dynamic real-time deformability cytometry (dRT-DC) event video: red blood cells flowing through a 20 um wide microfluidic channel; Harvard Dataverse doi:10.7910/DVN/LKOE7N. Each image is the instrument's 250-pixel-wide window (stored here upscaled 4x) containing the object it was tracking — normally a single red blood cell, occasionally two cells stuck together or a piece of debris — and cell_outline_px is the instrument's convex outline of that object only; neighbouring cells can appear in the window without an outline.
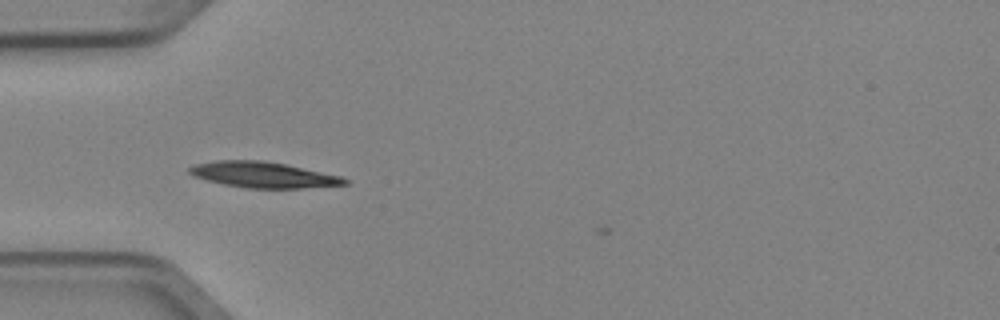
{"species": "Egyptian fruit bat (a non-hibernating species)", "species_latin": "Rousettus aegyptiacus", "temperature_condition": "cold", "stored_images_in_passage": 4, "camera_frame_rate_fps": 3000, "um_per_image_px": 0.085, "animal": {"sex": "female"}, "frame": {"image": 1, "passage_image": 3, "time_ms": 0.667, "image_size_px": [1000, 320], "cell_outline_px": [[348, 184], [300, 188], [244, 188], [224, 184], [208, 180], [196, 176], [188, 172], [188, 168], [196, 164], [216, 160], [264, 160], [284, 164], [340, 176], [348, 180]], "centroid_in_image_um": [22.36, 14.85], "position_along_channel_um": 62.6, "area_um2": 23.0}}
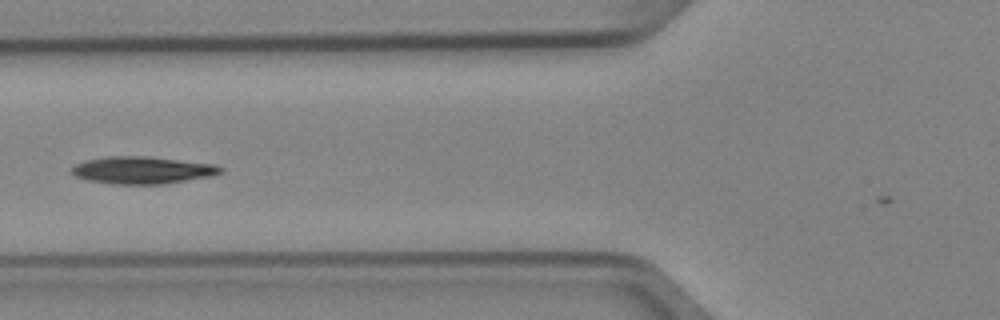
{"frame": {"image": 2, "passage_image": 4, "time_ms": 1.0, "image_size_px": [1000, 320], "cell_outline_px": [[224, 172], [212, 176], [164, 184], [116, 184], [88, 180], [76, 176], [72, 172], [72, 168], [76, 164], [84, 160], [108, 156], [148, 156], [216, 164], [224, 168]], "centroid_in_image_um": [12.16, 14.45], "position_along_channel_um": 113.6, "area_um2": 23.76}}